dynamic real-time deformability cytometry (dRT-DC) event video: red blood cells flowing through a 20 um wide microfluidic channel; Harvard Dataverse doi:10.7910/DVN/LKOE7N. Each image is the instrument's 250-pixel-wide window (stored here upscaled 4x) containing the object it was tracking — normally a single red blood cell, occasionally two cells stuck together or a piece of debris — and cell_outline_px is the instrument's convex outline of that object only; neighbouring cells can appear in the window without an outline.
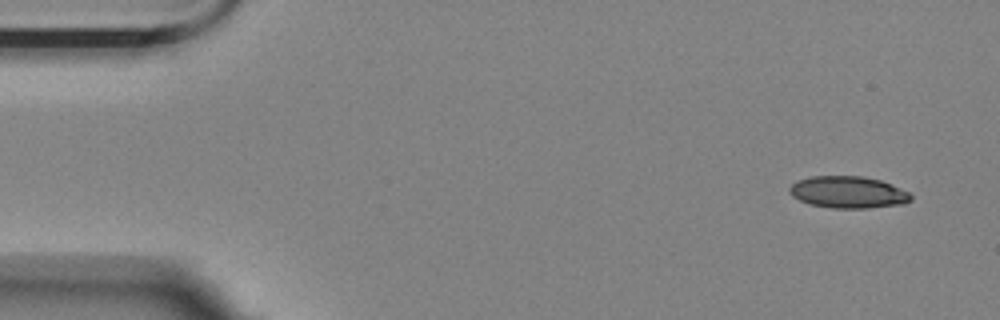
{"species": "Egyptian fruit bat (a non-hibernating species)", "species_latin": "Rousettus aegyptiacus", "temperature_condition": "room temperature", "stored_images_in_passage": 12, "camera_frame_rate_fps": 3000, "um_per_image_px": 0.085, "animal": {"sex": "female"}, "frame": {"image": 1, "passage_image": 1, "time_ms": 0.0, "image_size_px": [1000, 320], "cell_outline_px": [[912, 200], [904, 204], [868, 208], [832, 208], [808, 204], [792, 196], [788, 192], [788, 188], [796, 180], [812, 176], [864, 176], [880, 180], [892, 184], [908, 192], [912, 196]], "centroid_in_image_um": [72.08, 16.34], "position_along_channel_um": 12.9, "area_um2": 22.77}}
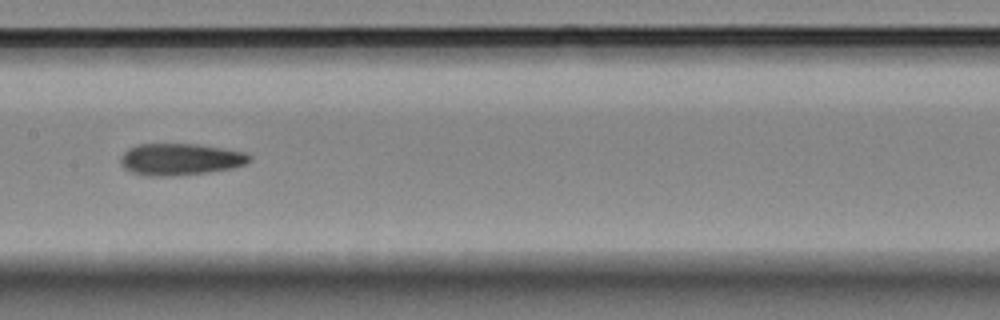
{"frame": {"image": 2, "passage_image": 7, "time_ms": 2.0, "image_size_px": [1000, 320], "cell_outline_px": [[252, 156], [244, 164], [232, 168], [204, 172], [168, 176], [148, 176], [132, 172], [124, 168], [120, 164], [120, 156], [128, 148], [136, 144], [196, 144], [244, 152]], "centroid_in_image_um": [15.25, 13.53], "position_along_channel_um": 192.2, "area_um2": 23.58}}
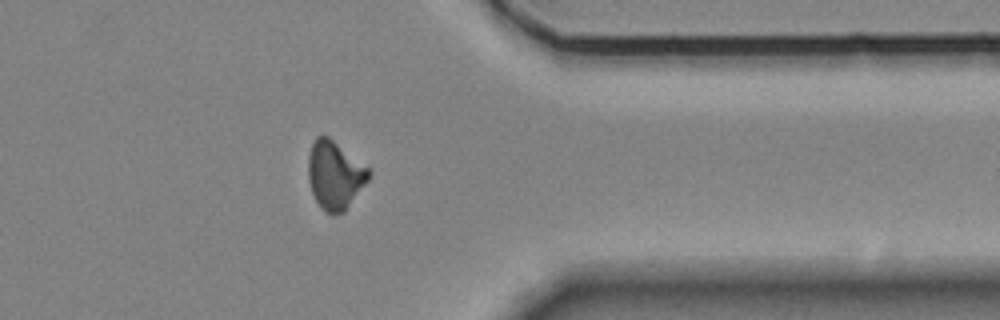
{"frame": {"image": 3, "passage_image": 12, "time_ms": 3.667, "image_size_px": [1000, 320], "cell_outline_px": [[372, 172], [368, 180], [344, 212], [332, 216], [324, 212], [316, 200], [312, 192], [308, 180], [308, 156], [312, 144], [316, 136], [328, 136], [372, 168]], "centroid_in_image_um": [28.48, 14.88], "position_along_channel_um": 382.9, "area_um2": 24.45}}